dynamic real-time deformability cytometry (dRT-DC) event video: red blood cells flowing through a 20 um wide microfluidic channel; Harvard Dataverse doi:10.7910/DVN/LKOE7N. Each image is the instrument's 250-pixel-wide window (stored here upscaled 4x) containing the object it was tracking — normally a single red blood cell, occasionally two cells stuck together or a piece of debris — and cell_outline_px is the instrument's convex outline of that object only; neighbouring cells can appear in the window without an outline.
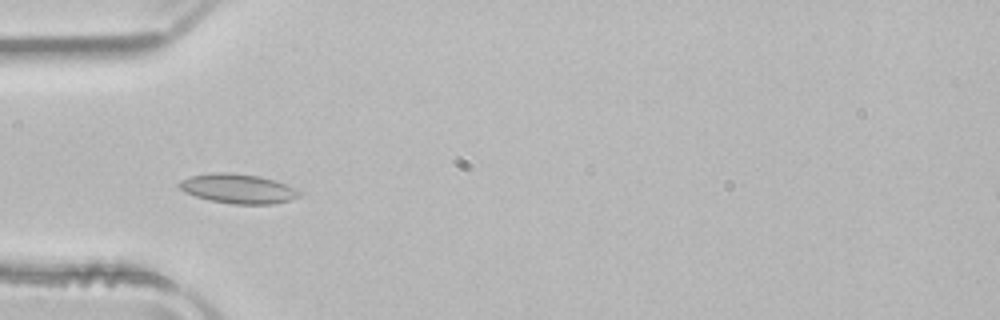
{"species": "common noctule bat (a hibernating species)", "species_latin": "Nyctalus noctula", "temperature_condition": "room temperature", "stored_images_in_passage": 49, "camera_frame_rate_fps": 3000, "um_per_image_px": 0.085, "animal": {"sex": "male", "body_mass_g": 21.5, "forearm_length_mm": 52.0}, "frame": {"image": 1, "passage_image": 14, "time_ms": 4.333, "image_size_px": [1000, 320], "cell_outline_px": [[300, 196], [288, 200], [272, 204], [232, 204], [208, 200], [184, 192], [176, 184], [180, 180], [192, 176], [212, 172], [232, 172], [260, 176], [296, 188], [300, 192]], "centroid_in_image_um": [20.19, 16.03], "position_along_channel_um": 64.8, "area_um2": 20.63}}
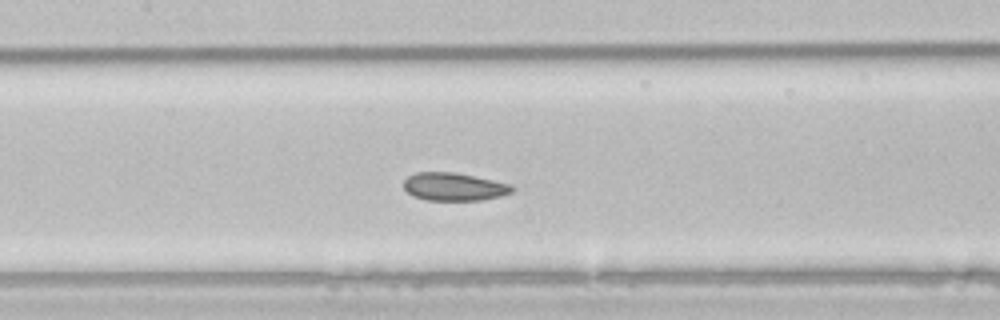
{"frame": {"image": 2, "passage_image": 22, "time_ms": 7.0, "image_size_px": [1000, 320], "cell_outline_px": [[516, 188], [512, 192], [500, 196], [480, 200], [424, 200], [412, 196], [404, 188], [404, 180], [408, 176], [416, 172], [456, 172], [512, 184]], "centroid_in_image_um": [38.6, 15.87], "position_along_channel_um": 168.8, "area_um2": 17.8}}
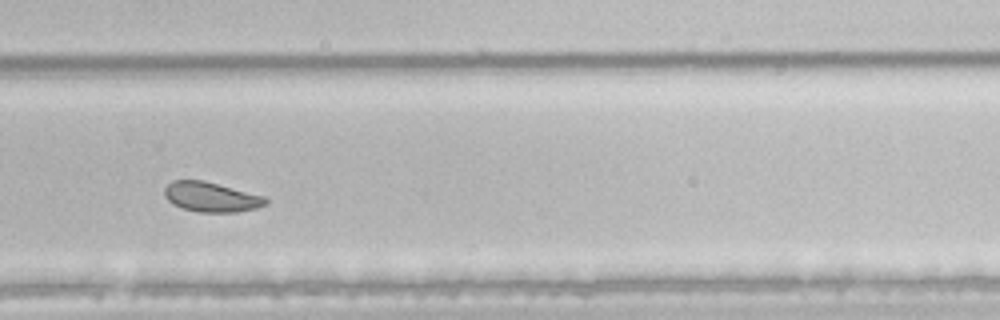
{"frame": {"image": 3, "passage_image": 33, "time_ms": 10.667, "image_size_px": [1000, 320], "cell_outline_px": [[268, 204], [256, 208], [236, 212], [200, 212], [184, 208], [172, 204], [164, 196], [164, 188], [172, 180], [204, 180], [264, 196], [268, 200]], "centroid_in_image_um": [17.95, 16.74], "position_along_channel_um": 311.9, "area_um2": 17.57}, "authors_computed_cell_mechanics": {"area_um2": 19.5364, "velocity_mm_per_s": 3.9235, "shape_relaxation_time_tau1_ms": null, "shape_relaxation_time_tau2_ms": 1.657, "deformation_change_tau1": null, "deformation_change_tau2": 0.0583}}